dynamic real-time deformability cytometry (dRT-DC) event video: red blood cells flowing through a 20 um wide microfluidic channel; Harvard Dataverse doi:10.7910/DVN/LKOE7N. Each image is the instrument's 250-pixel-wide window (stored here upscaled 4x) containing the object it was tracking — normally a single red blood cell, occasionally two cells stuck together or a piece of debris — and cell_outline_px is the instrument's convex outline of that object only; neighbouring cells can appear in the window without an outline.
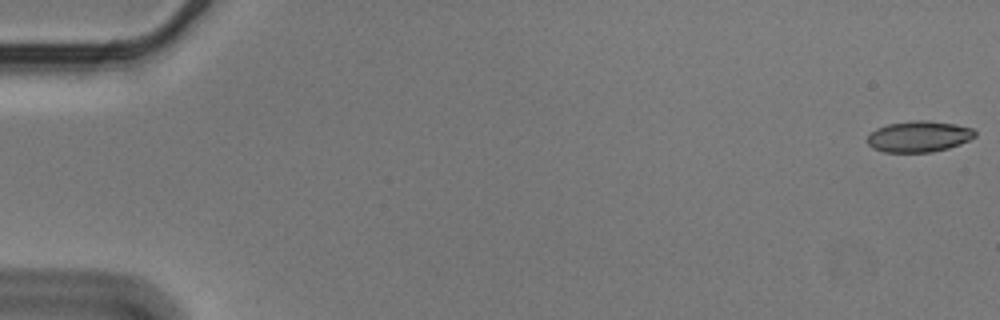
{"species": "Egyptian fruit bat (a non-hibernating species)", "species_latin": "Rousettus aegyptiacus", "temperature_condition": "cold", "stored_images_in_passage": 57, "camera_frame_rate_fps": 3000, "um_per_image_px": 0.085, "animal": {"sex": "male"}, "frame": {"image": 1, "passage_image": 1, "time_ms": 0.0, "image_size_px": [1000, 320], "cell_outline_px": [[976, 136], [960, 144], [948, 148], [932, 152], [884, 152], [872, 148], [868, 144], [868, 136], [876, 128], [888, 124], [912, 120], [928, 120], [956, 124], [972, 128], [976, 132]], "centroid_in_image_um": [78.11, 11.6], "position_along_channel_um": 6.9, "area_um2": 19.54}}
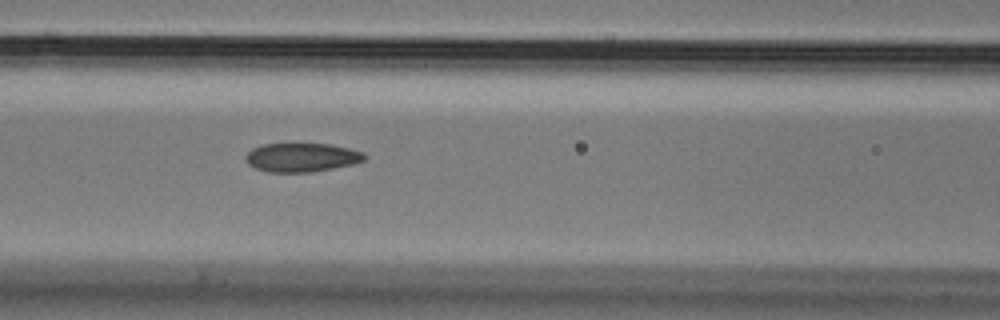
{"frame": {"image": 2, "passage_image": 25, "time_ms": 8.0, "image_size_px": [1000, 320], "cell_outline_px": [[368, 156], [364, 160], [352, 164], [312, 172], [268, 172], [256, 168], [248, 164], [244, 160], [244, 156], [252, 148], [264, 144], [328, 144], [348, 148], [364, 152]], "centroid_in_image_um": [25.62, 13.38], "position_along_channel_um": 141.0, "area_um2": 19.94}}
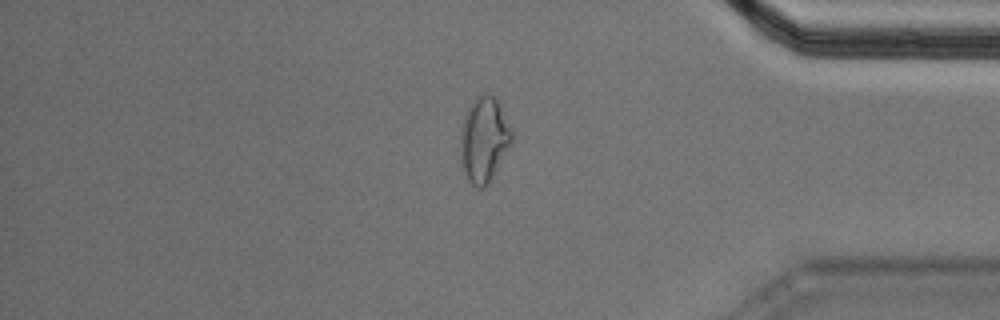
{"frame": {"image": 3, "passage_image": 48, "time_ms": 15.667, "image_size_px": [1000, 320], "cell_outline_px": [[512, 140], [488, 184], [484, 188], [476, 188], [468, 180], [460, 164], [460, 128], [464, 116], [472, 100], [476, 96], [484, 92], [488, 92], [500, 104], [512, 132]], "centroid_in_image_um": [41.09, 11.85], "position_along_channel_um": 394.1, "area_um2": 25.49}, "authors_computed_cell_mechanics": {"area_um2": 20.5768, "velocity_mm_per_s": 3.5766, "shape_relaxation_time_tau1_ms": 7.8393, "shape_relaxation_time_tau2_ms": 2.44, "deformation_change_tau1": 0.1555, "deformation_change_tau2": 0.0852}}